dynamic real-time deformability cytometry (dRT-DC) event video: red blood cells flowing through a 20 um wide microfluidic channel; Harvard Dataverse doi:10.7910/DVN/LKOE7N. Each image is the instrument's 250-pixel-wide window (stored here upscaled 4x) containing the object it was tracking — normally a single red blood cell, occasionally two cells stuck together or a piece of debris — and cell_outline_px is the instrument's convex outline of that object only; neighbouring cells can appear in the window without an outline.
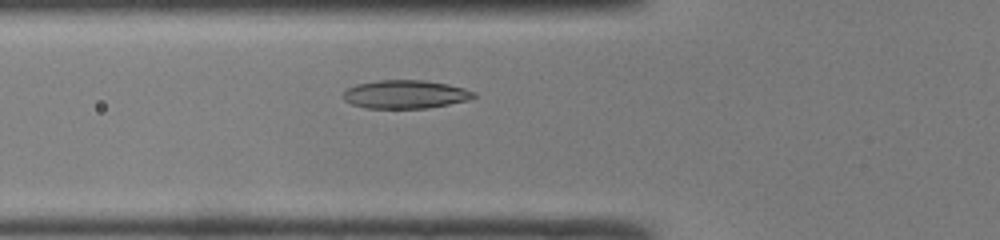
{"species": "common noctule bat (a hibernating species)", "species_latin": "Nyctalus noctula", "temperature_condition": "room temperature", "stored_images_in_passage": 40, "camera_frame_rate_fps": 3000, "um_per_image_px": 0.085, "animal": {"sex": "male", "body_mass_g": 19.0, "forearm_length_mm": 50.8}, "frame": {"image": 1, "passage_image": 9, "time_ms": 2.667, "image_size_px": [1000, 240], "cell_outline_px": [[476, 96], [468, 100], [428, 108], [364, 108], [352, 104], [344, 100], [340, 96], [348, 88], [356, 84], [376, 80], [424, 80], [448, 84], [464, 88], [476, 92]], "centroid_in_image_um": [34.43, 8.01], "position_along_channel_um": 91.4, "area_um2": 21.73}}
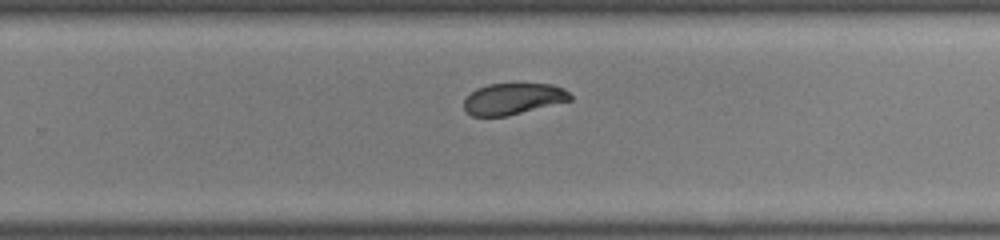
{"frame": {"image": 2, "passage_image": 23, "time_ms": 7.333, "image_size_px": [1000, 240], "cell_outline_px": [[572, 100], [504, 116], [472, 116], [464, 108], [464, 100], [476, 88], [488, 84], [512, 80], [516, 80], [552, 84], [564, 88], [572, 96]], "centroid_in_image_um": [43.64, 8.32], "position_along_channel_um": 286.2, "area_um2": 20.11}}
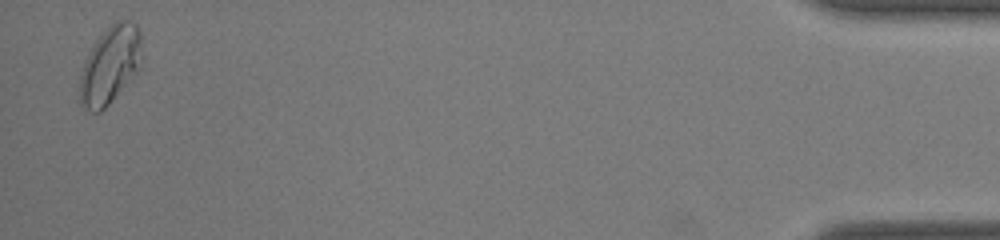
{"frame": {"image": 3, "passage_image": 39, "time_ms": 12.667, "image_size_px": [1000, 240], "cell_outline_px": [[144, 60], [140, 68], [108, 104], [100, 112], [88, 112], [80, 104], [80, 72], [84, 60], [96, 40], [116, 20], [132, 20], [136, 24], [140, 32]], "centroid_in_image_um": [9.38, 5.51], "position_along_channel_um": 425.8, "area_um2": 28.26}, "authors_computed_cell_mechanics": {"area_um2": 21.2993, "velocity_mm_per_s": 4.1846, "shape_relaxation_time_tau1_ms": 2.9512, "shape_relaxation_time_tau2_ms": 1.6336, "deformation_change_tau1": 0.1166, "deformation_change_tau2": 0.0408}}